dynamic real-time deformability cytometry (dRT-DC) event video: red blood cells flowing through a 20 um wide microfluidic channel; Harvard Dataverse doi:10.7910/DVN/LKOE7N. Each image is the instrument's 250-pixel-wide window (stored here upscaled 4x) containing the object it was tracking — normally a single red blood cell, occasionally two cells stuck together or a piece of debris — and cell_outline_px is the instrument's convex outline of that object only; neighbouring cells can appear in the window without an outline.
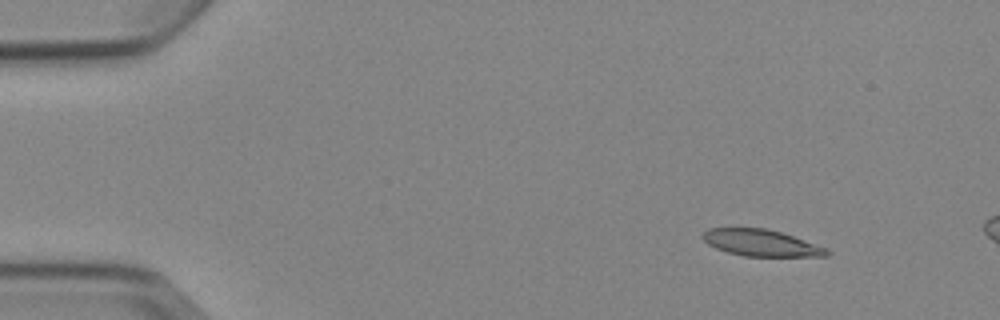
{"species": "Egyptian fruit bat (a non-hibernating species)", "species_latin": "Rousettus aegyptiacus", "temperature_condition": "cold", "stored_images_in_passage": 5, "camera_frame_rate_fps": 3000, "um_per_image_px": 0.085, "animal": {"sex": "female"}, "frame": {"image": 1, "passage_image": 3, "time_ms": 2.0, "image_size_px": [1000, 320], "cell_outline_px": [[832, 252], [828, 256], [744, 256], [728, 252], [716, 248], [708, 244], [700, 236], [708, 228], [764, 228], [780, 232], [828, 248]], "centroid_in_image_um": [64.7, 20.65], "position_along_channel_um": 20.3, "area_um2": 19.13}}